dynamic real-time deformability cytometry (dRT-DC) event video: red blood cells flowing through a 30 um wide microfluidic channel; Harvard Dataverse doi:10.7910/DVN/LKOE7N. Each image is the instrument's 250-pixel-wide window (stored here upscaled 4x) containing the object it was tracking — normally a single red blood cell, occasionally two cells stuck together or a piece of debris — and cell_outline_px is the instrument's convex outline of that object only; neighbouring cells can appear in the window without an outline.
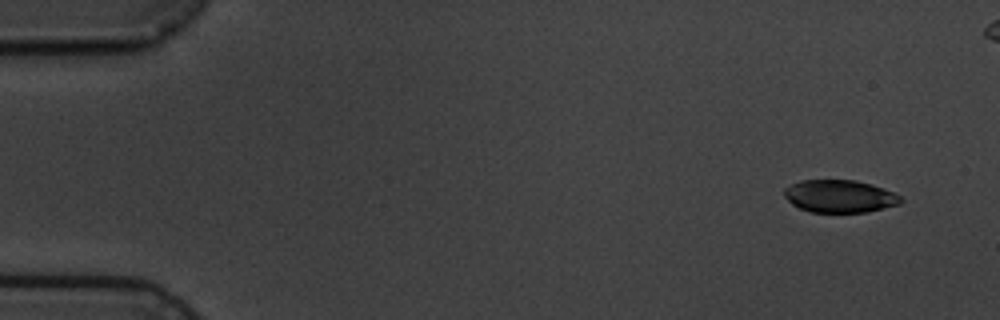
{"species": "common noctule bat (a hibernating species)", "species_latin": "Nyctalus noctula", "temperature_condition": "cold", "stored_images_in_passage": 6, "camera_frame_rate_fps": 3000, "um_per_image_px": 0.085, "animal": {"sex": "male", "body_mass_g": 19.5, "forearm_length_mm": 54.6}, "frame": {"image": 1, "passage_image": 1, "time_ms": 0.0, "image_size_px": [1000, 320], "cell_outline_px": [[904, 200], [900, 204], [868, 212], [808, 212], [792, 204], [784, 196], [784, 188], [800, 180], [856, 180], [872, 184], [892, 192], [900, 196]], "centroid_in_image_um": [71.37, 16.68], "position_along_channel_um": 13.6, "area_um2": 22.2}}